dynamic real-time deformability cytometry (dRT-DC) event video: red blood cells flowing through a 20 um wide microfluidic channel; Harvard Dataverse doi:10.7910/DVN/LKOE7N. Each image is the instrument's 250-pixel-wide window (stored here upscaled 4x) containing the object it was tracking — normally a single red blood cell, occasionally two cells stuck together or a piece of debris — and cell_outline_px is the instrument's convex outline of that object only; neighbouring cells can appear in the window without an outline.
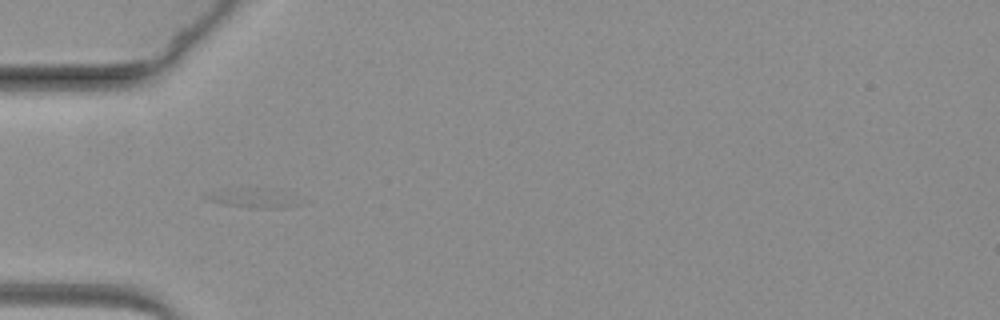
{"species": "common noctule bat (a hibernating species)", "species_latin": "Nyctalus noctula", "temperature_condition": "warm", "stored_images_in_passage": 44, "camera_frame_rate_fps": 3000, "um_per_image_px": 0.085, "animal": {"sex": "female", "body_mass_g": 19.3, "forearm_length_mm": 54.1}, "frame": {"image": 1, "passage_image": 1, "time_ms": 0.0, "image_size_px": [1000, 320], "cell_outline_px": [[304, 204], [284, 208], [248, 208], [224, 204], [208, 200], [200, 196], [204, 192], [228, 188], [264, 188]], "centroid_in_image_um": [21.26, 16.85], "position_along_channel_um": 63.7, "area_um2": 10.29}}
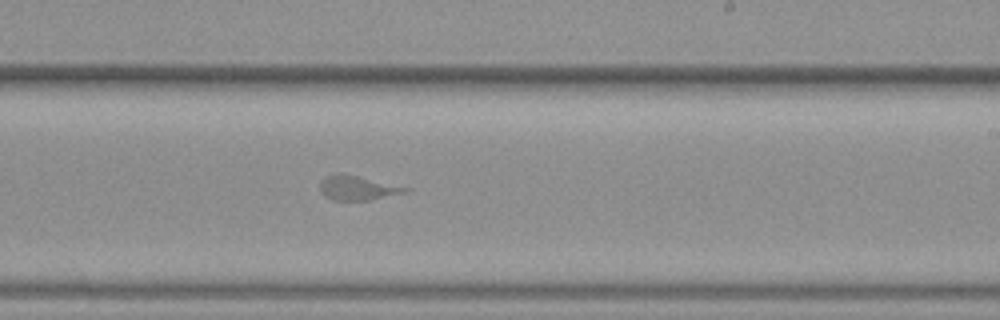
{"frame": {"image": 2, "passage_image": 19, "time_ms": 6.0, "image_size_px": [1000, 320], "cell_outline_px": [[412, 188], [408, 192], [368, 200], [332, 200], [324, 196], [320, 192], [320, 184], [328, 176], [356, 176]], "centroid_in_image_um": [30.45, 16.02], "position_along_channel_um": 258.6, "area_um2": 11.56}}
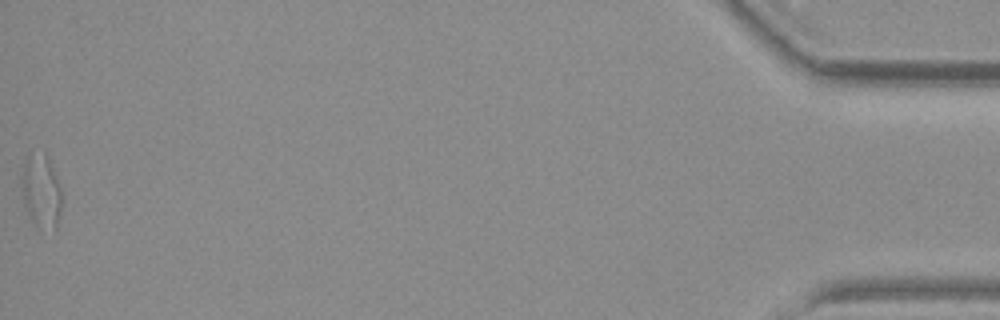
{"frame": {"image": 3, "passage_image": 44, "time_ms": 14.333, "image_size_px": [1000, 320], "cell_outline_px": [[60, 212], [56, 232], [36, 228], [28, 212], [24, 200], [20, 184], [24, 160], [28, 156], [44, 152], [48, 156], [56, 176], [60, 188]], "centroid_in_image_um": [3.5, 16.29], "position_along_channel_um": 431.7, "area_um2": 17.22}}